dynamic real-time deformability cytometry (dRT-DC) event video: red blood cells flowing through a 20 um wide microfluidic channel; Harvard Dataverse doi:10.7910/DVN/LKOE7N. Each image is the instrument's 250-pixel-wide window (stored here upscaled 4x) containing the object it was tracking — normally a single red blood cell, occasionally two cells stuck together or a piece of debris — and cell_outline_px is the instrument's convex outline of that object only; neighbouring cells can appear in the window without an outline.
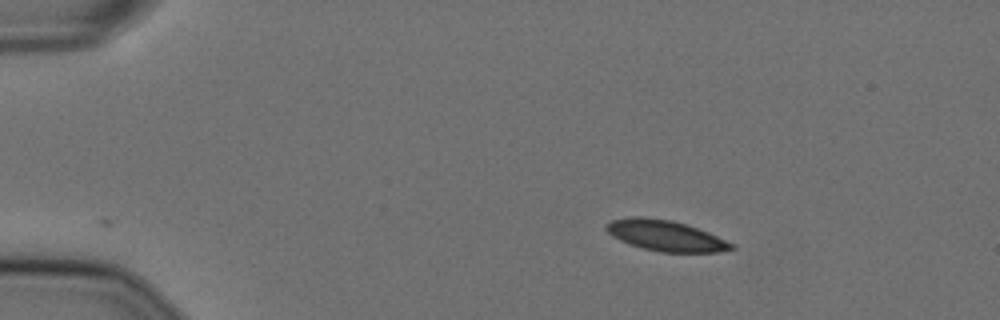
{"species": "Egyptian fruit bat (a non-hibernating species)", "species_latin": "Rousettus aegyptiacus", "temperature_condition": "cold", "stored_images_in_passage": 48, "camera_frame_rate_fps": 3000, "um_per_image_px": 0.085, "animal": {"sex": "female"}, "frame": {"image": 1, "passage_image": 1, "time_ms": 0.0, "image_size_px": [1000, 320], "cell_outline_px": [[736, 248], [716, 252], [660, 252], [628, 244], [612, 236], [604, 228], [604, 224], [612, 220], [628, 216], [644, 216], [672, 220], [708, 232], [736, 244]], "centroid_in_image_um": [56.55, 20.02], "position_along_channel_um": 28.5, "area_um2": 22.54}}
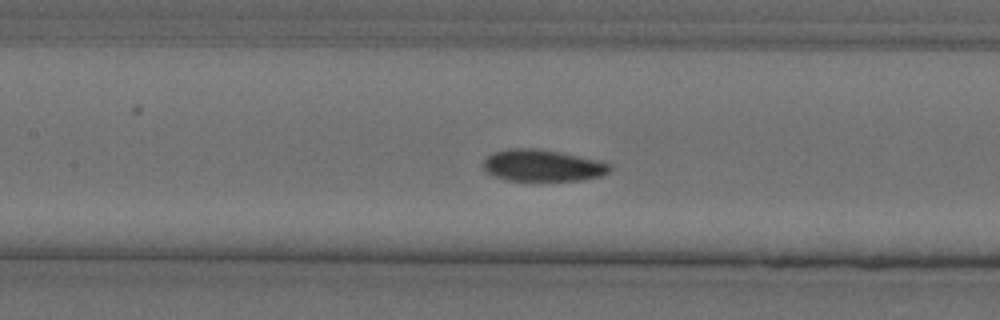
{"frame": {"image": 2, "passage_image": 18, "time_ms": 5.667, "image_size_px": [1000, 320], "cell_outline_px": [[612, 172], [600, 176], [584, 180], [504, 180], [492, 176], [484, 172], [484, 160], [492, 152], [508, 148], [536, 148], [560, 152], [596, 160], [612, 164]], "centroid_in_image_um": [46.1, 14.07], "position_along_channel_um": 161.3, "area_um2": 23.58}}
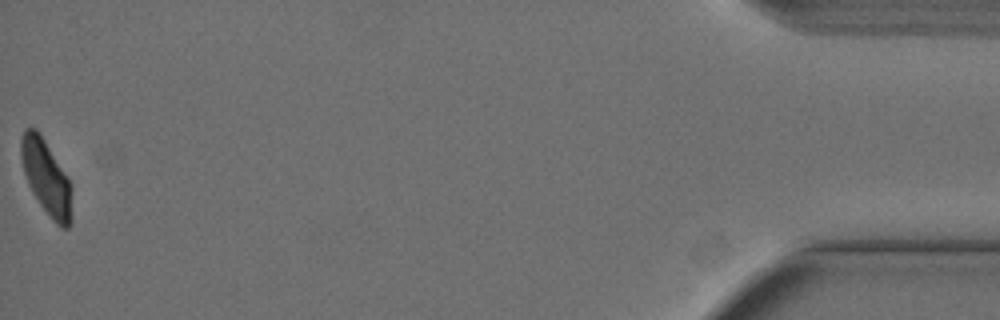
{"frame": {"image": 3, "passage_image": 48, "time_ms": 15.667, "image_size_px": [1000, 320], "cell_outline_px": [[72, 224], [68, 228], [60, 228], [52, 220], [40, 204], [32, 192], [28, 184], [24, 172], [20, 156], [20, 140], [24, 128], [36, 128], [40, 132], [68, 176], [72, 184]], "centroid_in_image_um": [3.96, 15.09], "position_along_channel_um": 431.2, "area_um2": 22.72}, "authors_computed_cell_mechanics": {"area_um2": 23.5535, "velocity_mm_per_s": 3.6064, "shape_relaxation_time_tau1_ms": 5.9759, "shape_relaxation_time_tau2_ms": 3.3866, "deformation_change_tau1": 0.1379, "deformation_change_tau2": 0.0496}}